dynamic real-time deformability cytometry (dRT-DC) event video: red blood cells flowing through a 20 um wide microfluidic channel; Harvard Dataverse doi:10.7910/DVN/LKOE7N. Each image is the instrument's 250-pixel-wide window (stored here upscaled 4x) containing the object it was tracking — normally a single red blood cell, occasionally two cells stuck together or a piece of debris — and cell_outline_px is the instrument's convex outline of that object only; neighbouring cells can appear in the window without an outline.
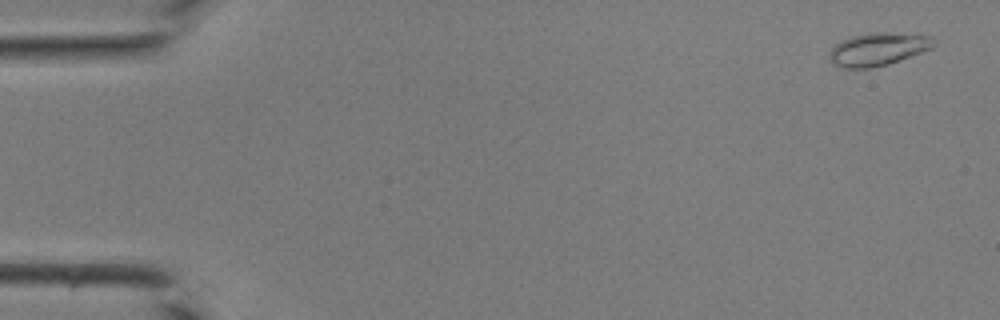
{"species": "common noctule bat (a hibernating species)", "species_latin": "Nyctalus noctula", "temperature_condition": "room temperature", "stored_images_in_passage": 43, "camera_frame_rate_fps": 3000, "um_per_image_px": 0.085, "animal": {"sex": "male", "body_mass_g": 19.0, "forearm_length_mm": 50.8}, "frame": {"image": 1, "passage_image": 2, "time_ms": 0.333, "image_size_px": [1000, 320], "cell_outline_px": [[936, 44], [932, 48], [888, 64], [872, 68], [840, 68], [832, 64], [828, 56], [828, 52], [840, 40], [852, 36], [868, 32], [884, 32], [932, 36]], "centroid_in_image_um": [74.58, 4.18], "position_along_channel_um": 10.4, "area_um2": 20.17}}
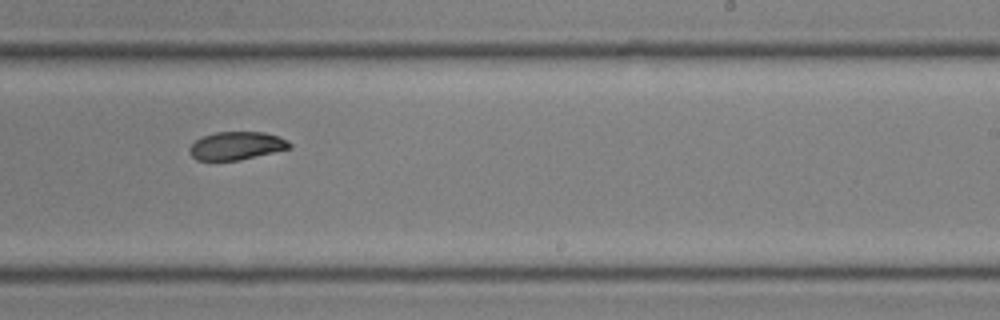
{"frame": {"image": 2, "passage_image": 27, "time_ms": 8.667, "image_size_px": [1000, 320], "cell_outline_px": [[292, 148], [240, 160], [196, 160], [188, 152], [188, 148], [196, 140], [204, 136], [216, 132], [264, 132], [288, 140], [292, 144]], "centroid_in_image_um": [20.11, 12.39], "position_along_channel_um": 268.9, "area_um2": 16.36}}
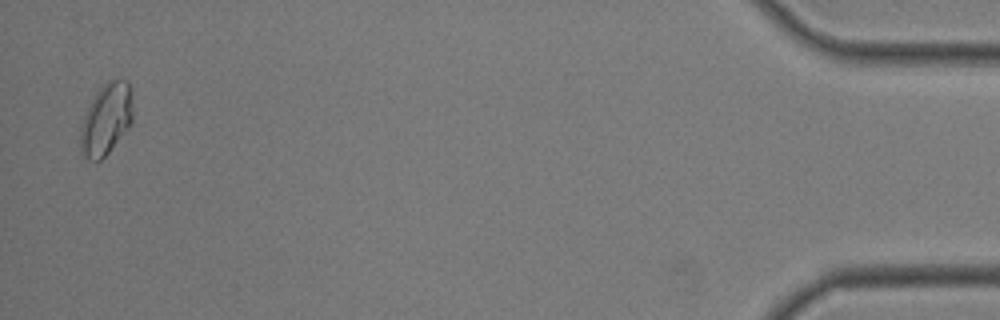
{"frame": {"image": 3, "passage_image": 42, "time_ms": 13.667, "image_size_px": [1000, 320], "cell_outline_px": [[132, 120], [128, 128], [108, 152], [100, 160], [88, 160], [80, 152], [80, 124], [96, 92], [108, 80], [128, 80], [132, 96]], "centroid_in_image_um": [9.01, 10.13], "position_along_channel_um": 426.2, "area_um2": 21.68}}